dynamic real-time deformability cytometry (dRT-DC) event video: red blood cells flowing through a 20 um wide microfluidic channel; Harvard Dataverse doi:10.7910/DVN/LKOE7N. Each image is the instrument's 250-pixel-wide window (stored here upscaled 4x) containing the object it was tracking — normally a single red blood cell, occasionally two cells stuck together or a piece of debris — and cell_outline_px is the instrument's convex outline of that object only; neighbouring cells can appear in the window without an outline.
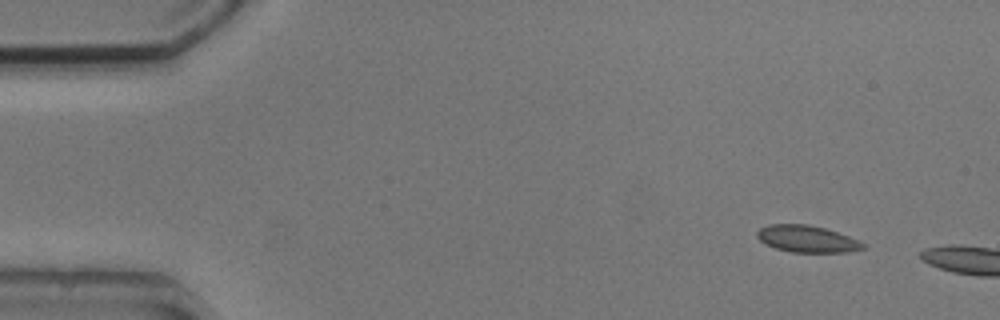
{"species": "common noctule bat (a hibernating species)", "species_latin": "Nyctalus noctula", "temperature_condition": "cold", "stored_images_in_passage": 4, "camera_frame_rate_fps": 3000, "um_per_image_px": 0.085, "animal": {"sex": "male", "body_mass_g": 20.5, "forearm_length_mm": 52.5}, "frame": {"image": 1, "passage_image": 1, "time_ms": 0.0, "image_size_px": [1000, 320], "cell_outline_px": [[868, 244], [864, 248], [848, 252], [792, 252], [776, 248], [760, 240], [756, 236], [756, 232], [760, 228], [768, 224], [808, 224], [824, 228], [860, 240]], "centroid_in_image_um": [68.62, 20.3], "position_along_channel_um": 16.4, "area_um2": 16.53}}